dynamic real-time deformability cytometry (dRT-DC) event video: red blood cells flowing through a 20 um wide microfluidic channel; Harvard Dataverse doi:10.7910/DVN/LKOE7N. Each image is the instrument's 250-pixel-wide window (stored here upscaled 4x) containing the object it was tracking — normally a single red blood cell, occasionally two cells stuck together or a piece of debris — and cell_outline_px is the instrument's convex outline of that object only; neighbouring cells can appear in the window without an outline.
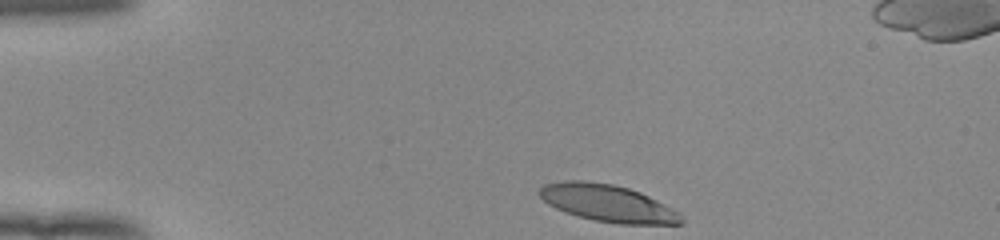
{"species": "human", "species_latin": "Homo sapiens", "temperature_condition": "room temperature", "stored_images_in_passage": 35, "camera_frame_rate_fps": 3000, "um_per_image_px": 0.085, "donor": {"sex": "female"}, "frame": {"image": 1, "passage_image": 1, "time_ms": 0.0, "image_size_px": [1000, 240], "cell_outline_px": [[684, 224], [620, 224], [596, 220], [576, 216], [556, 208], [548, 204], [540, 196], [540, 188], [544, 184], [564, 180], [580, 180], [612, 184], [628, 188], [640, 192], [680, 212], [684, 220]], "centroid_in_image_um": [51.68, 17.27], "position_along_channel_um": 33.3, "area_um2": 30.52}}
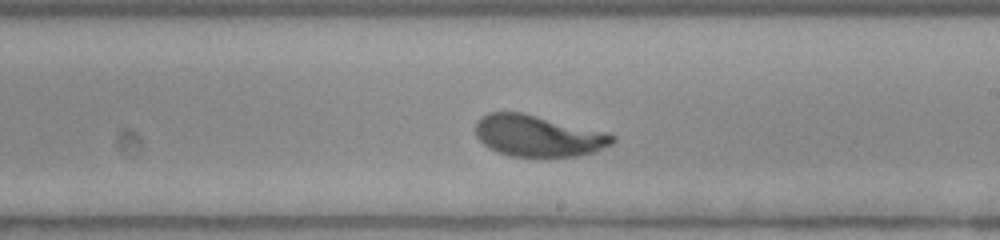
{"frame": {"image": 2, "passage_image": 22, "time_ms": 7.0, "image_size_px": [1000, 240], "cell_outline_px": [[616, 140], [612, 144], [596, 152], [576, 156], [508, 156], [496, 152], [488, 148], [476, 136], [476, 120], [480, 116], [488, 112], [524, 112], [608, 132], [616, 136]], "centroid_in_image_um": [45.75, 11.53], "position_along_channel_um": 243.3, "area_um2": 33.52}}
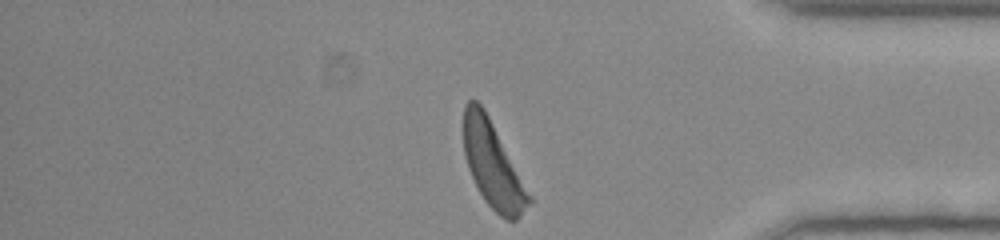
{"frame": {"image": 3, "passage_image": 35, "time_ms": 11.333, "image_size_px": [1000, 240], "cell_outline_px": [[532, 204], [516, 220], [508, 220], [500, 216], [484, 200], [468, 168], [464, 156], [464, 104], [468, 100], [476, 100], [484, 108], [532, 196]], "centroid_in_image_um": [41.9, 14.03], "position_along_channel_um": 393.3, "area_um2": 32.37}, "authors_computed_cell_mechanics": {"area_um2": 33.3506, "velocity_mm_per_s": 3.8993, "shape_relaxation_time_tau1_ms": 3.8574, "shape_relaxation_time_tau2_ms": 0.8657, "deformation_change_tau1": 0.2165, "deformation_change_tau2": 0.0713}}